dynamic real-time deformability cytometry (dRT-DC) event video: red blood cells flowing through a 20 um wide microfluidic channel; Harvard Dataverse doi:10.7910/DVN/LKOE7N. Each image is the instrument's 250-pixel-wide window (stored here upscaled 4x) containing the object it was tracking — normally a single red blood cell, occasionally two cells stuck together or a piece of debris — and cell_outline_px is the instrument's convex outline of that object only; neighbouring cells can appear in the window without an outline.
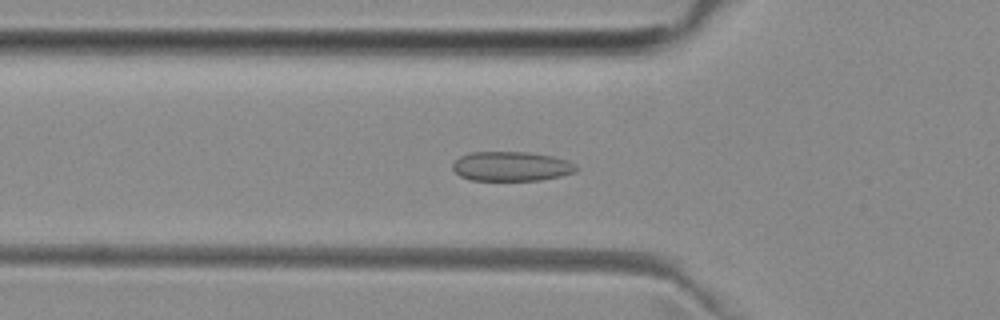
{"species": "common noctule bat (a hibernating species)", "species_latin": "Nyctalus noctula", "temperature_condition": "room temperature", "stored_images_in_passage": 51, "camera_frame_rate_fps": 3000, "um_per_image_px": 0.085, "animal": {"sex": "female", "body_mass_g": 29.2, "forearm_length_mm": 56.3}, "frame": {"image": 1, "passage_image": 17, "time_ms": 5.333, "image_size_px": [1000, 320], "cell_outline_px": [[580, 168], [576, 172], [560, 176], [540, 180], [472, 180], [460, 176], [452, 168], [452, 164], [460, 156], [472, 152], [524, 152], [552, 156], [568, 160], [576, 164]], "centroid_in_image_um": [43.5, 14.14], "position_along_channel_um": 82.3, "area_um2": 21.27}}
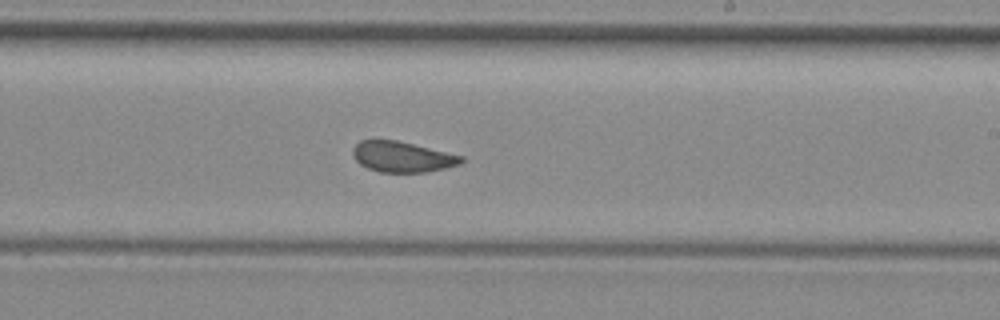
{"frame": {"image": 2, "passage_image": 30, "time_ms": 9.667, "image_size_px": [1000, 320], "cell_outline_px": [[464, 160], [460, 164], [428, 172], [380, 172], [368, 168], [360, 164], [352, 156], [352, 148], [360, 140], [396, 140], [464, 156]], "centroid_in_image_um": [34.18, 13.33], "position_along_channel_um": 254.8, "area_um2": 19.31}}
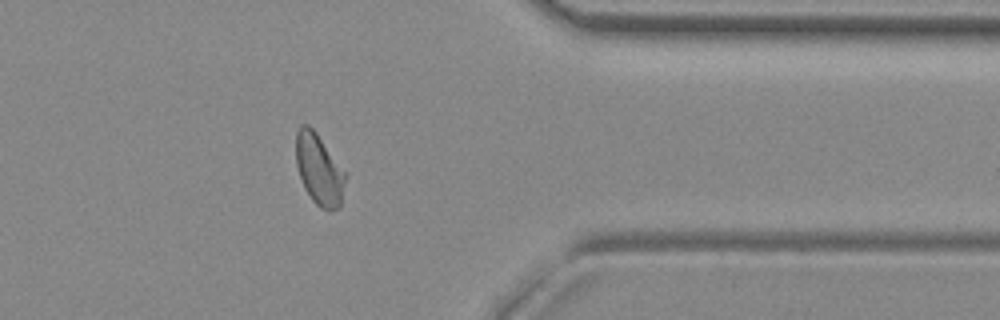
{"frame": {"image": 3, "passage_image": 41, "time_ms": 13.333, "image_size_px": [1000, 320], "cell_outline_px": [[344, 180], [340, 208], [328, 212], [320, 208], [312, 200], [304, 188], [296, 164], [296, 132], [304, 124], [308, 124], [316, 132], [344, 172]], "centroid_in_image_um": [27.09, 14.45], "position_along_channel_um": 384.3, "area_um2": 20.0}, "authors_computed_cell_mechanics": {"area_um2": 20.6346, "velocity_mm_per_s": 3.9761, "shape_relaxation_time_tau1_ms": null, "shape_relaxation_time_tau2_ms": 1.3884, "deformation_change_tau1": null, "deformation_change_tau2": 0.0483}}